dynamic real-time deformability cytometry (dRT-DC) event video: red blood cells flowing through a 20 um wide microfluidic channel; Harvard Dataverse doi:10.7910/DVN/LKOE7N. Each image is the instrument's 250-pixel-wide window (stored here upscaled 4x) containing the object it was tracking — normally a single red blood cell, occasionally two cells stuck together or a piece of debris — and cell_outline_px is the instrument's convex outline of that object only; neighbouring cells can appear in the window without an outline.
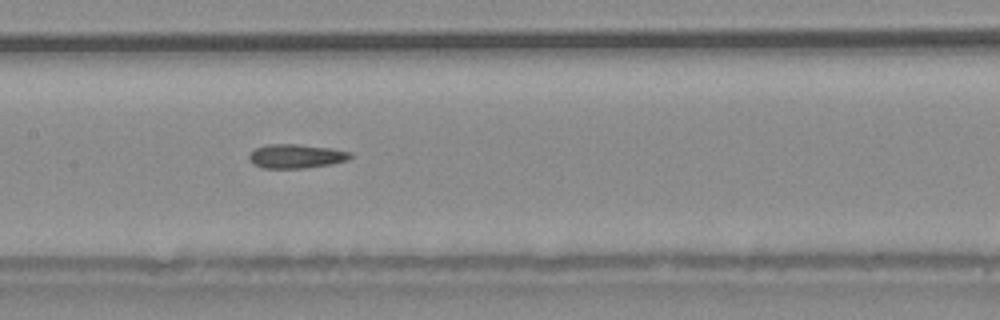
{"species": "common noctule bat (a hibernating species)", "species_latin": "Nyctalus noctula", "temperature_condition": "warm", "stored_images_in_passage": 45, "camera_frame_rate_fps": 3000, "um_per_image_px": 0.085, "animal": {"sex": "male", "body_mass_g": 20.4}, "frame": {"image": 1, "passage_image": 20, "time_ms": 6.333, "image_size_px": [1000, 320], "cell_outline_px": [[352, 156], [348, 160], [332, 164], [304, 168], [264, 168], [256, 164], [248, 156], [256, 148], [268, 144], [296, 144], [328, 148], [352, 152]], "centroid_in_image_um": [25.22, 13.27], "position_along_channel_um": 182.2, "area_um2": 13.93}, "authors_computed_cell_mechanics": {"area_um2": 13.9876, "velocity_mm_per_s": 4.081, "shape_relaxation_time_tau1_ms": null, "shape_relaxation_time_tau2_ms": 3.0862, "deformation_change_tau1": null, "deformation_change_tau2": 0.1332}}